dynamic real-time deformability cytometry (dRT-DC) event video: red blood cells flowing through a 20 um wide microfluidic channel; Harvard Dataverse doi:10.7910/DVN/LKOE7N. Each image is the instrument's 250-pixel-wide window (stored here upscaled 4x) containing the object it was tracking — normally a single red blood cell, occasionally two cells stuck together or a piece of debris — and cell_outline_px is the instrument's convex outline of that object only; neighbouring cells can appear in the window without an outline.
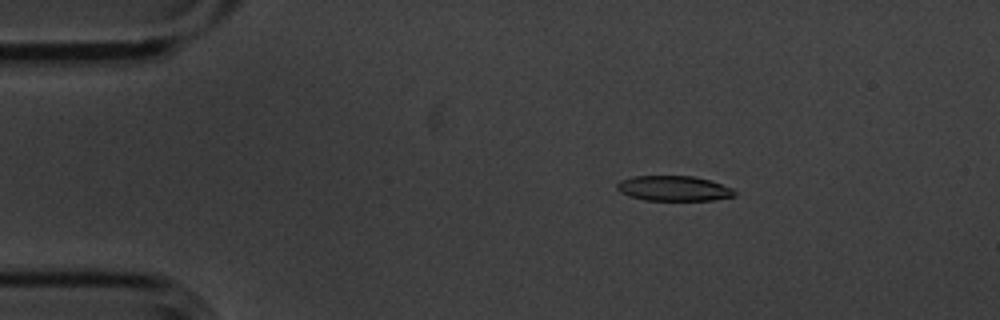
{"species": "common noctule bat (a hibernating species)", "species_latin": "Nyctalus noctula", "temperature_condition": "cold", "stored_images_in_passage": 4, "camera_frame_rate_fps": 3000, "um_per_image_px": 0.085, "animal": {"sex": "male", "body_mass_g": 20.1, "forearm_length_mm": 53.5}, "frame": {"image": 1, "passage_image": 3, "time_ms": 0.667, "image_size_px": [1000, 320], "cell_outline_px": [[736, 196], [712, 200], [644, 200], [620, 192], [616, 188], [616, 184], [620, 180], [632, 176], [692, 176], [712, 180], [732, 188], [736, 192]], "centroid_in_image_um": [57.28, 16.01], "position_along_channel_um": 27.7, "area_um2": 17.28}}